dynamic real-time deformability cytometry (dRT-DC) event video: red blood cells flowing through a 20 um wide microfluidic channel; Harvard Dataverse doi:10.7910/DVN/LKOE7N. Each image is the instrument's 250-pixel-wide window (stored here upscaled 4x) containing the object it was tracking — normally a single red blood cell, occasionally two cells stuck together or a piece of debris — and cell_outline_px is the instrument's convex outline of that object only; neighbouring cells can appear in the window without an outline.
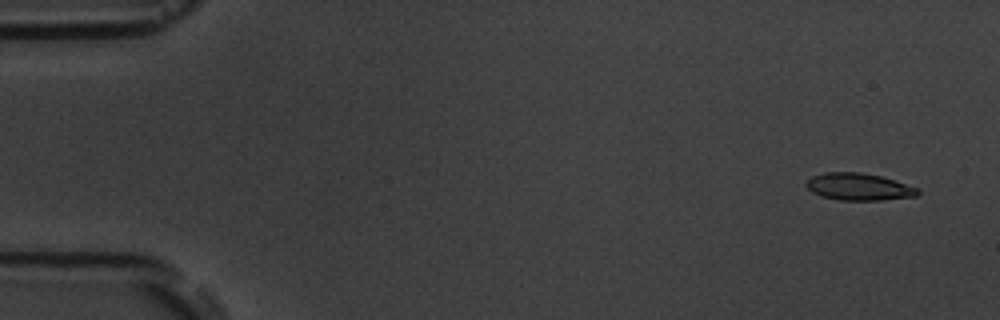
{"species": "common noctule bat (a hibernating species)", "species_latin": "Nyctalus noctula", "temperature_condition": "room temperature", "stored_images_in_passage": 5, "camera_frame_rate_fps": 3000, "um_per_image_px": 0.085, "animal": {"sex": "male", "body_mass_g": 19.5, "forearm_length_mm": 54.6}, "frame": {"image": 1, "passage_image": 1, "time_ms": 0.0, "image_size_px": [1000, 320], "cell_outline_px": [[920, 192], [916, 196], [880, 200], [840, 200], [824, 196], [812, 192], [804, 184], [812, 176], [824, 172], [860, 172], [880, 176], [920, 188]], "centroid_in_image_um": [73.01, 15.87], "position_along_channel_um": 12.0, "area_um2": 17.51}}
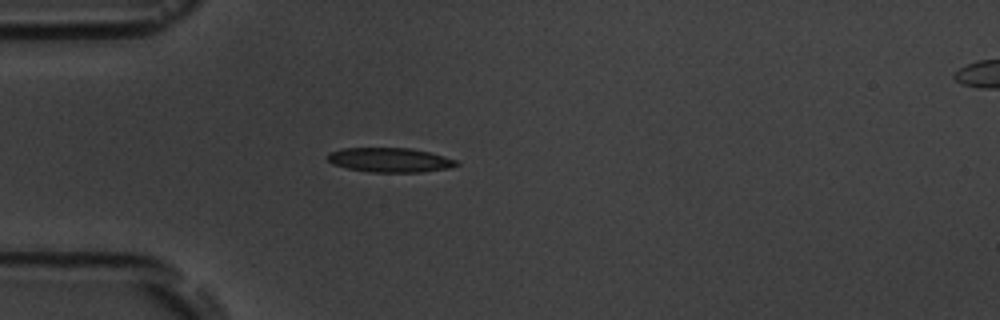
{"frame": {"image": 2, "passage_image": 4, "time_ms": 4.333, "image_size_px": [1000, 320], "cell_outline_px": [[460, 164], [452, 168], [424, 172], [372, 172], [348, 168], [332, 164], [328, 160], [328, 152], [344, 148], [412, 148], [444, 156], [456, 160]], "centroid_in_image_um": [33.17, 13.6], "position_along_channel_um": 51.8, "area_um2": 18.38}}